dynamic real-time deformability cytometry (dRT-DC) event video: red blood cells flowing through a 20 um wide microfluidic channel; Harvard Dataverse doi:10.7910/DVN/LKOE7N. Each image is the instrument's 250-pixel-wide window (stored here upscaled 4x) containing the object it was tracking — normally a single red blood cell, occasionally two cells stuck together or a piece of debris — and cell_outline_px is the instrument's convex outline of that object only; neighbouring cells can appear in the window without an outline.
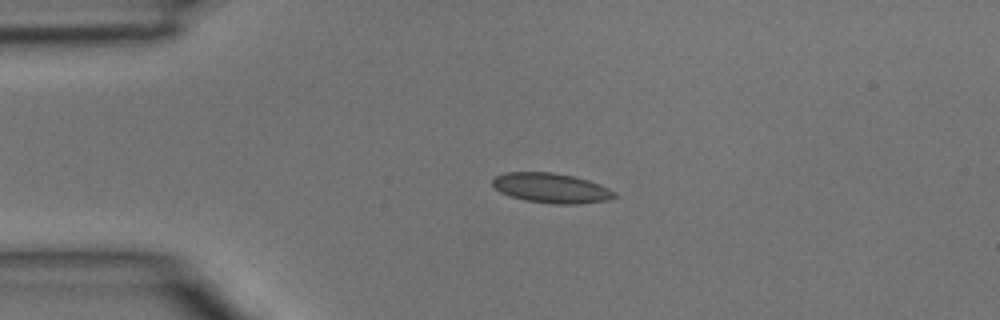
{"species": "common noctule bat (a hibernating species)", "species_latin": "Nyctalus noctula", "temperature_condition": "room temperature", "stored_images_in_passage": 36, "camera_frame_rate_fps": 3000, "um_per_image_px": 0.085, "animal": {"sex": "male", "body_mass_g": 15.6}, "frame": {"image": 1, "passage_image": 1, "time_ms": 0.0, "image_size_px": [1000, 320], "cell_outline_px": [[620, 196], [608, 200], [580, 204], [556, 204], [524, 200], [500, 192], [492, 184], [492, 180], [496, 176], [504, 172], [552, 172], [572, 176], [588, 180], [600, 184], [616, 192]], "centroid_in_image_um": [46.9, 15.99], "position_along_channel_um": 38.1, "area_um2": 21.27}}
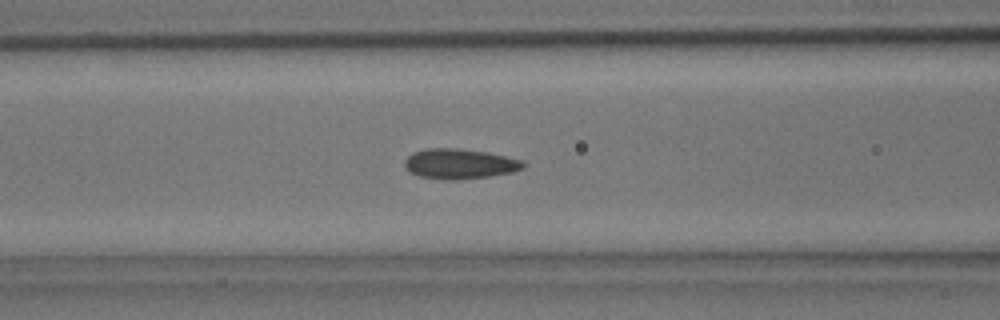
{"frame": {"image": 2, "passage_image": 9, "time_ms": 2.667, "image_size_px": [1000, 320], "cell_outline_px": [[524, 168], [512, 172], [488, 176], [456, 180], [444, 180], [420, 176], [412, 172], [404, 164], [404, 160], [412, 152], [424, 148], [460, 148], [488, 152], [520, 160], [524, 164]], "centroid_in_image_um": [39.04, 13.91], "position_along_channel_um": 127.6, "area_um2": 20.69}}
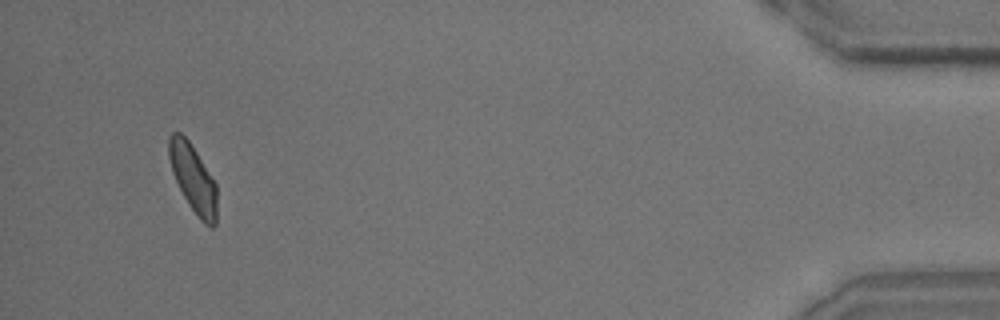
{"frame": {"image": 3, "passage_image": 34, "time_ms": 11.0, "image_size_px": [1000, 320], "cell_outline_px": [[216, 224], [212, 228], [204, 224], [200, 220], [188, 204], [172, 172], [168, 156], [168, 136], [172, 132], [180, 132], [188, 140], [196, 152], [216, 184]], "centroid_in_image_um": [16.4, 15.17], "position_along_channel_um": 418.8, "area_um2": 18.79}}